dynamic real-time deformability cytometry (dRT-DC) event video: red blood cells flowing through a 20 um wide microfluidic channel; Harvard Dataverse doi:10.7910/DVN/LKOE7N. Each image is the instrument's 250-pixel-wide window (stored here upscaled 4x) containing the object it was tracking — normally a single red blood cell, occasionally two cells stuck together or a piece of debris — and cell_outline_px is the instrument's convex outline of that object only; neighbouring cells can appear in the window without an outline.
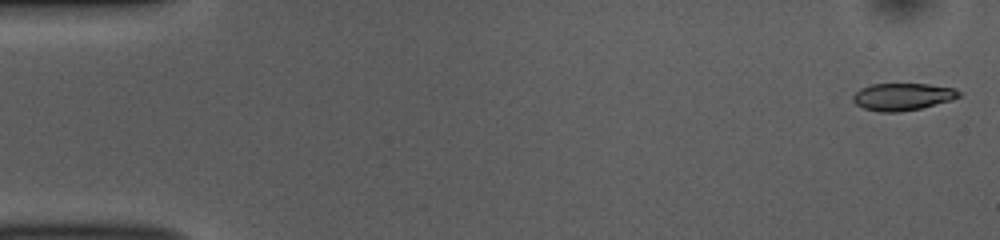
{"species": "common noctule bat (a hibernating species)", "species_latin": "Nyctalus noctula", "temperature_condition": "room temperature", "stored_images_in_passage": 51, "camera_frame_rate_fps": 3000, "um_per_image_px": 0.085, "animal": {"sex": "female", "body_mass_g": 10.0, "forearm_length_mm": 53.1}, "frame": {"image": 1, "passage_image": 1, "time_ms": 0.0, "image_size_px": [1000, 240], "cell_outline_px": [[960, 96], [952, 100], [920, 108], [900, 112], [880, 112], [864, 108], [856, 104], [852, 100], [852, 96], [860, 88], [872, 84], [928, 84], [952, 88], [960, 92]], "centroid_in_image_um": [76.69, 8.22], "position_along_channel_um": 8.3, "area_um2": 16.7}}
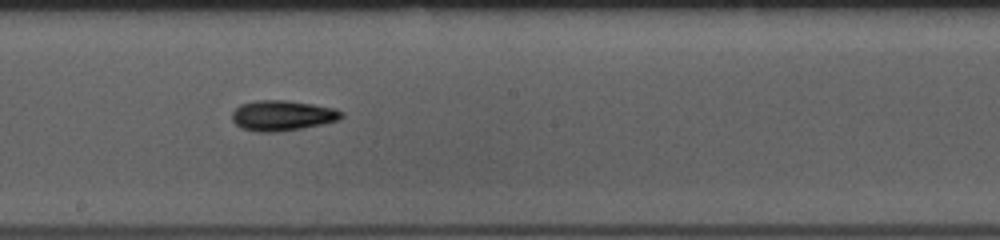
{"frame": {"image": 2, "passage_image": 28, "time_ms": 9.0, "image_size_px": [1000, 240], "cell_outline_px": [[344, 116], [340, 120], [324, 124], [276, 132], [256, 132], [240, 128], [232, 120], [232, 112], [240, 104], [256, 100], [284, 100], [312, 104], [336, 108], [344, 112]], "centroid_in_image_um": [24.01, 9.82], "position_along_channel_um": 224.2, "area_um2": 19.54}}
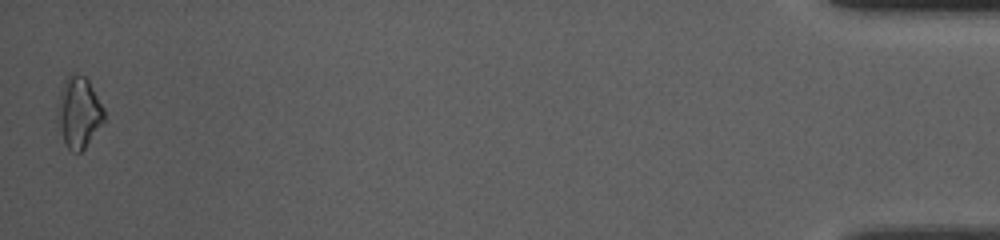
{"frame": {"image": 3, "passage_image": 51, "time_ms": 16.667, "image_size_px": [1000, 240], "cell_outline_px": [[104, 120], [84, 148], [80, 152], [72, 152], [68, 148], [64, 140], [56, 112], [56, 104], [64, 80], [72, 72], [76, 72], [84, 76], [88, 80], [104, 108]], "centroid_in_image_um": [6.68, 9.5], "position_along_channel_um": 428.5, "area_um2": 19.07}, "authors_computed_cell_mechanics": {"area_um2": 17.918, "velocity_mm_per_s": 3.8533, "shape_relaxation_time_tau1_ms": 3.7686, "shape_relaxation_time_tau2_ms": null, "deformation_change_tau1": 0.1308, "deformation_change_tau2": null}}